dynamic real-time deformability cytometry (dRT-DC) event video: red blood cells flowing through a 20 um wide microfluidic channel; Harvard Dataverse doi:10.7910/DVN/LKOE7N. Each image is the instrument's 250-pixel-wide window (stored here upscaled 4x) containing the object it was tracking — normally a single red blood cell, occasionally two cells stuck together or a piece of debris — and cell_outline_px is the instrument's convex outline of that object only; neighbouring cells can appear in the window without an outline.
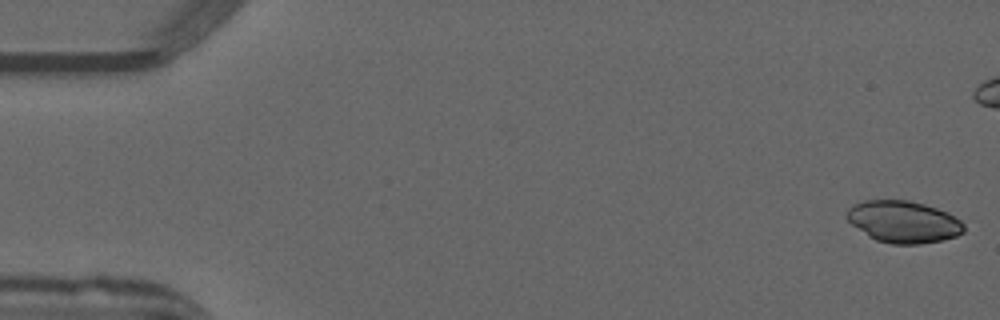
{"species": "common noctule bat (a hibernating species)", "species_latin": "Nyctalus noctula", "temperature_condition": "warm", "stored_images_in_passage": 25, "camera_frame_rate_fps": 3000, "um_per_image_px": 0.085, "animal": {"sex": "male", "forearm_length_mm": 52.5}, "frame": {"image": 1, "passage_image": 1, "time_ms": 0.0, "image_size_px": [1000, 320], "cell_outline_px": [[964, 232], [956, 236], [944, 240], [920, 244], [892, 244], [876, 240], [868, 236], [852, 224], [844, 216], [848, 208], [852, 204], [864, 200], [908, 200], [924, 204], [948, 212], [960, 220], [964, 224]], "centroid_in_image_um": [76.78, 18.85], "position_along_channel_um": 8.2, "area_um2": 28.78}}